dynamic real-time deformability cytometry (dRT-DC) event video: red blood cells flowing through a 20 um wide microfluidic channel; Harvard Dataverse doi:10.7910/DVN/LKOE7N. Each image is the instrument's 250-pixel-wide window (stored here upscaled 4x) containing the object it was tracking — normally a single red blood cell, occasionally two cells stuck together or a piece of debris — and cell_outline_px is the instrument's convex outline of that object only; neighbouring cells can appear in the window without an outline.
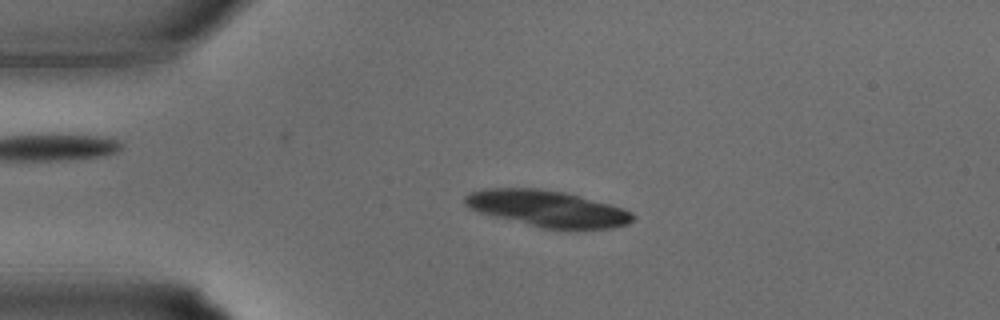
{"species": "common noctule bat (a hibernating species)", "species_latin": "Nyctalus noctula", "temperature_condition": "warm", "stored_images_in_passage": 24, "camera_frame_rate_fps": 3000, "um_per_image_px": 0.085, "animal": {"sex": "male", "body_mass_g": 15.6}, "frame": {"image": 1, "passage_image": 7, "time_ms": 2.0, "image_size_px": [1000, 320], "cell_outline_px": [[636, 216], [628, 224], [612, 228], [544, 228], [480, 212], [468, 208], [464, 204], [464, 196], [468, 192], [484, 188], [536, 188], [564, 192], [580, 196], [624, 208], [632, 212]], "centroid_in_image_um": [46.52, 17.71], "position_along_channel_um": 38.5, "area_um2": 35.14}}